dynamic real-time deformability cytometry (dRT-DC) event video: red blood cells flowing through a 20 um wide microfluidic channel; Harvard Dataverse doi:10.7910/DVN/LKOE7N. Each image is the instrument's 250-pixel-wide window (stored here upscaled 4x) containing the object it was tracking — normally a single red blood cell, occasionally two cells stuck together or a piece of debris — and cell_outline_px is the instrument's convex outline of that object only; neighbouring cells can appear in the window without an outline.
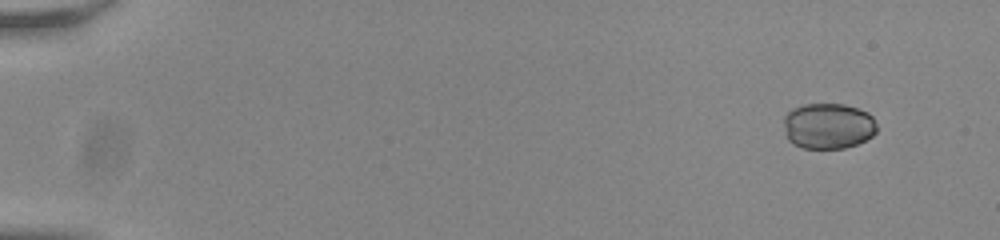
{"species": "common noctule bat (a hibernating species)", "species_latin": "Nyctalus noctula", "temperature_condition": "room temperature", "stored_images_in_passage": 52, "camera_frame_rate_fps": 3000, "um_per_image_px": 0.085, "animal": {"sex": "male", "body_mass_g": 20.0, "forearm_length_mm": 53.3}, "frame": {"image": 1, "passage_image": 1, "time_ms": 0.0, "image_size_px": [1000, 240], "cell_outline_px": [[876, 132], [872, 136], [856, 144], [844, 148], [804, 148], [792, 144], [788, 140], [784, 124], [784, 116], [792, 108], [804, 104], [844, 104], [868, 112], [872, 116], [876, 124]], "centroid_in_image_um": [70.39, 10.7], "position_along_channel_um": 14.6, "area_um2": 24.85}}
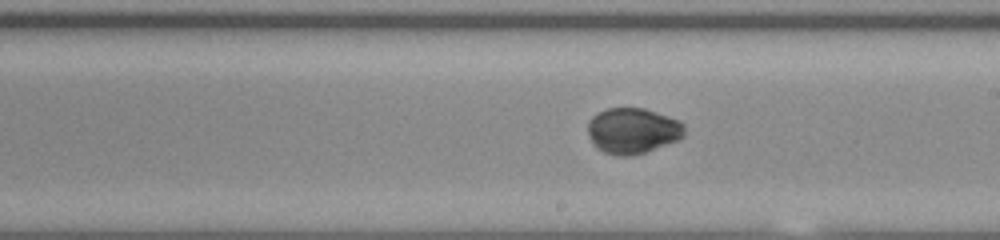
{"frame": {"image": 2, "passage_image": 30, "time_ms": 9.667, "image_size_px": [1000, 240], "cell_outline_px": [[684, 136], [680, 140], [644, 152], [628, 156], [620, 156], [604, 152], [596, 148], [588, 136], [588, 120], [592, 116], [608, 108], [644, 108], [680, 120], [684, 124]], "centroid_in_image_um": [53.78, 11.11], "position_along_channel_um": 235.2, "area_um2": 25.84}}
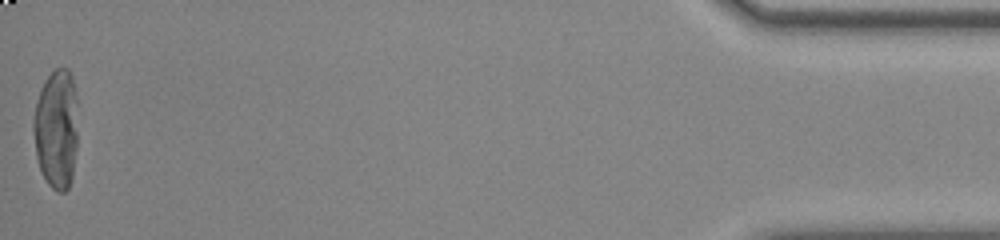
{"frame": {"image": 3, "passage_image": 52, "time_ms": 17.0, "image_size_px": [1000, 240], "cell_outline_px": [[76, 148], [72, 180], [68, 188], [64, 192], [56, 192], [48, 184], [40, 168], [36, 156], [32, 128], [32, 120], [40, 88], [44, 80], [56, 68], [68, 68], [72, 76], [76, 96]], "centroid_in_image_um": [4.77, 10.96], "position_along_channel_um": 430.4, "area_um2": 31.15}, "authors_computed_cell_mechanics": {"area_um2": 26.1256, "velocity_mm_per_s": 3.8141, "shape_relaxation_time_tau1_ms": 7.1027, "shape_relaxation_time_tau2_ms": null, "deformation_change_tau1": 0.1732, "deformation_change_tau2": null}}